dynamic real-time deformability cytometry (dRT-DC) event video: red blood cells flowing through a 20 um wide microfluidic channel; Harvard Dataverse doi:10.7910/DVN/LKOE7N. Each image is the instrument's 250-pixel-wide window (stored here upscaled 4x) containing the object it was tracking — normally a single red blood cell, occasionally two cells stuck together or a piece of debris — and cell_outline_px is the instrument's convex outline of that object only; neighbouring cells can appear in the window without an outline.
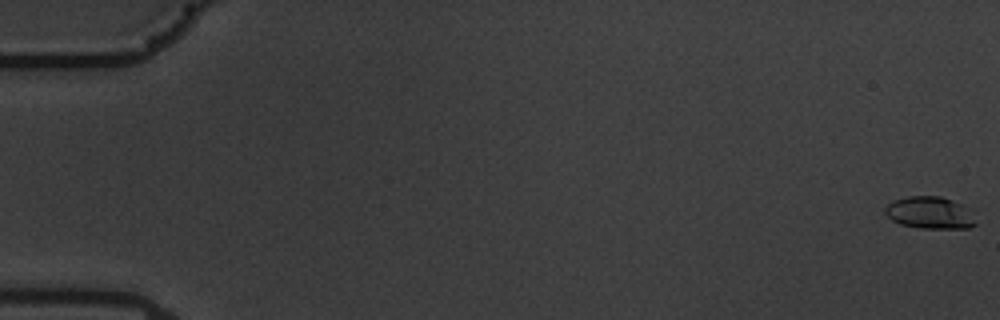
{"species": "common noctule bat (a hibernating species)", "species_latin": "Nyctalus noctula", "temperature_condition": "warm", "stored_images_in_passage": 59, "camera_frame_rate_fps": 3000, "um_per_image_px": 0.085, "animal": {"sex": "male", "body_mass_g": 19.5, "forearm_length_mm": 54.6}, "frame": {"image": 1, "passage_image": 1, "time_ms": 0.0, "image_size_px": [1000, 320], "cell_outline_px": [[976, 224], [968, 228], [920, 228], [900, 224], [892, 220], [884, 212], [884, 208], [892, 200], [908, 196], [940, 196], [964, 204], [968, 208]], "centroid_in_image_um": [79.01, 18.07], "position_along_channel_um": 6.0, "area_um2": 16.99}}
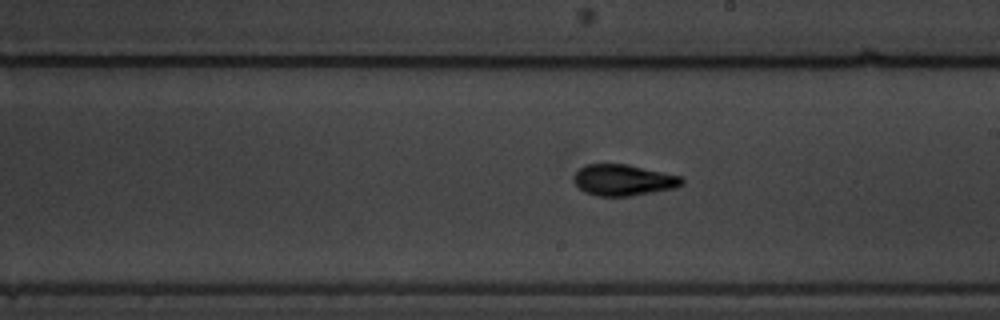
{"frame": {"image": 2, "passage_image": 35, "time_ms": 11.333, "image_size_px": [1000, 320], "cell_outline_px": [[684, 184], [676, 188], [632, 196], [596, 196], [584, 192], [572, 180], [572, 176], [580, 168], [588, 164], [628, 164], [680, 176], [684, 180]], "centroid_in_image_um": [52.99, 15.31], "position_along_channel_um": 236.0, "area_um2": 19.77}}
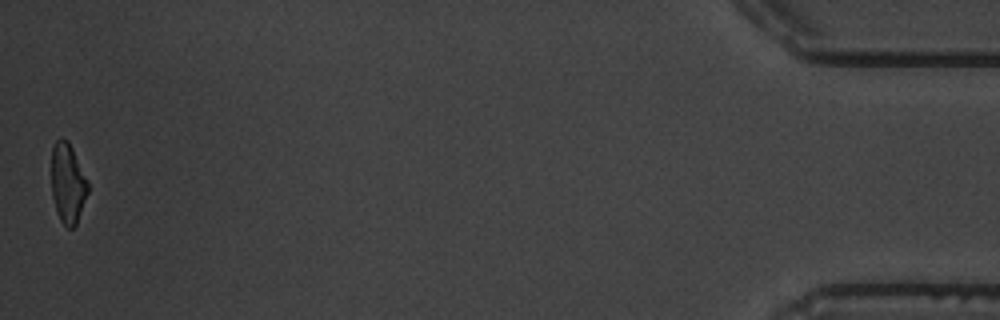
{"frame": {"image": 3, "passage_image": 59, "time_ms": 19.333, "image_size_px": [1000, 320], "cell_outline_px": [[88, 192], [76, 224], [72, 228], [68, 228], [60, 220], [56, 212], [52, 196], [52, 148], [56, 140], [60, 136], [68, 140], [88, 180]], "centroid_in_image_um": [5.75, 15.56], "position_along_channel_um": 429.4, "area_um2": 16.99}, "authors_computed_cell_mechanics": {"area_um2": 18.6694, "velocity_mm_per_s": 3.5317, "shape_relaxation_time_tau1_ms": 4.7339, "shape_relaxation_time_tau2_ms": 2.0421, "deformation_change_tau1": 0.1933, "deformation_change_tau2": 0.0794}}